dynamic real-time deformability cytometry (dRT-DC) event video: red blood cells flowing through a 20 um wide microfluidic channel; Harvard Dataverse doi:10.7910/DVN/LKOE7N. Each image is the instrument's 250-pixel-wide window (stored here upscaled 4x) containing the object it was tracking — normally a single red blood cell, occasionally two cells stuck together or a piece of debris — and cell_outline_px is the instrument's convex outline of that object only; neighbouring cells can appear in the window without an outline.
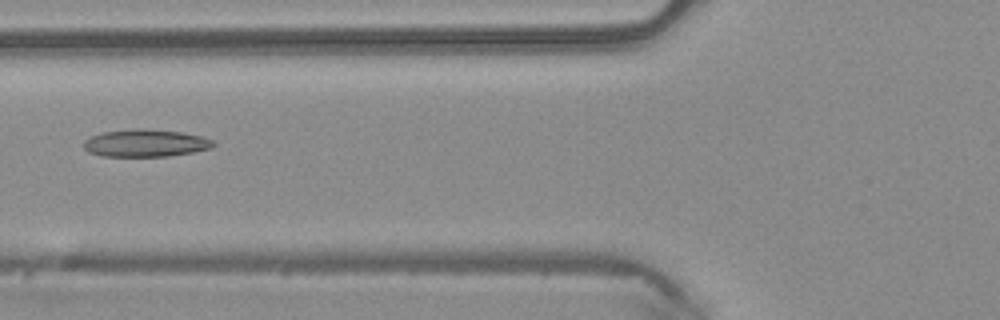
{"species": "common noctule bat (a hibernating species)", "species_latin": "Nyctalus noctula", "temperature_condition": "warm", "stored_images_in_passage": 6, "camera_frame_rate_fps": 3000, "um_per_image_px": 0.085, "animal": {"sex": "male", "body_mass_g": 20.4}, "frame": {"image": 1, "passage_image": 6, "time_ms": 1.667, "image_size_px": [1000, 320], "cell_outline_px": [[216, 144], [212, 148], [192, 152], [168, 156], [104, 156], [88, 152], [84, 148], [84, 140], [92, 136], [104, 132], [136, 128], [140, 128], [184, 132], [200, 136], [212, 140]], "centroid_in_image_um": [12.38, 12.16], "position_along_channel_um": 113.4, "area_um2": 20.63}}